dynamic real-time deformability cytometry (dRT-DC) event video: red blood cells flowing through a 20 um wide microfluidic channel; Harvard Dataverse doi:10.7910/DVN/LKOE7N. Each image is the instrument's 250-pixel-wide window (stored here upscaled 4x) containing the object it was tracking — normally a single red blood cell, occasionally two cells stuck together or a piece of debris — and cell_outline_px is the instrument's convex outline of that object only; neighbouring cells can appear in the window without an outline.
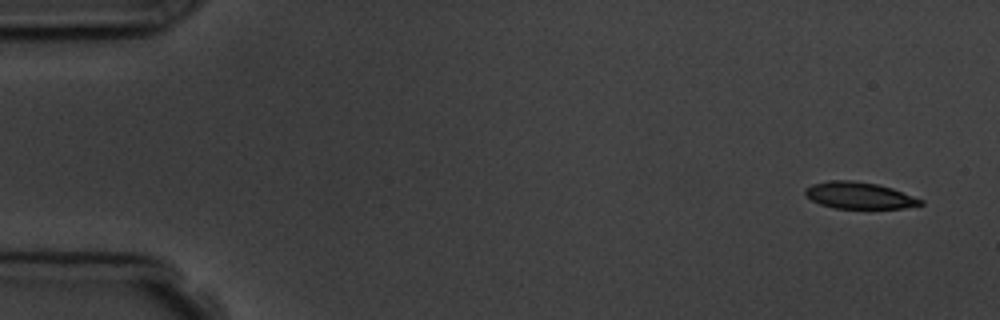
{"species": "common noctule bat (a hibernating species)", "species_latin": "Nyctalus noctula", "temperature_condition": "room temperature", "stored_images_in_passage": 5, "camera_frame_rate_fps": 3000, "um_per_image_px": 0.085, "animal": {"sex": "male", "body_mass_g": 19.5, "forearm_length_mm": 54.6}, "frame": {"image": 1, "passage_image": 1, "time_ms": 0.0, "image_size_px": [1000, 320], "cell_outline_px": [[924, 204], [904, 208], [836, 208], [820, 204], [812, 200], [804, 192], [804, 188], [812, 184], [828, 180], [852, 180], [876, 184], [892, 188], [924, 200]], "centroid_in_image_um": [73.03, 16.6], "position_along_channel_um": 12.0, "area_um2": 17.86}}